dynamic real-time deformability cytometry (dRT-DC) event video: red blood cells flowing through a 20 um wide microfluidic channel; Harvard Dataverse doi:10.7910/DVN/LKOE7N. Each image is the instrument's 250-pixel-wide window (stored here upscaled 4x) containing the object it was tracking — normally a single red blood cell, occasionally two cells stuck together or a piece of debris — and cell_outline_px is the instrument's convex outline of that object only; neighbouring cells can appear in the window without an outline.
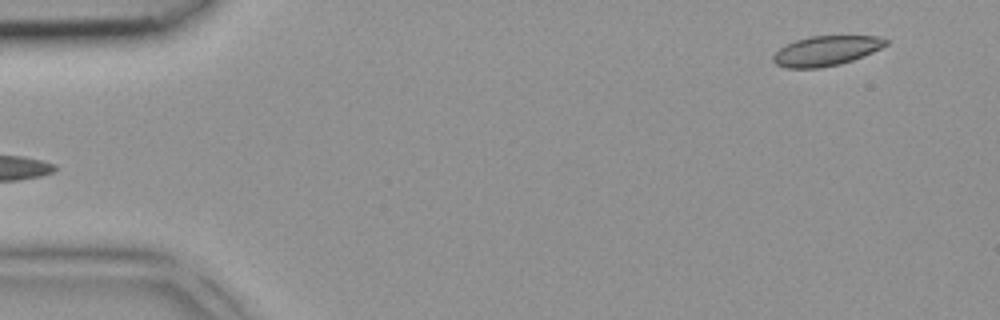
{"species": "common noctule bat (a hibernating species)", "species_latin": "Nyctalus noctula", "temperature_condition": "room temperature", "stored_images_in_passage": 4, "segment_of_instrument_passage": [2, 2], "camera_frame_rate_fps": 3000, "um_per_image_px": 0.085, "animal": {"sex": "female", "body_mass_g": 18.4}, "frame": {"image": 1, "passage_image": 4, "time_ms": 1.0, "image_size_px": [1000, 320], "cell_outline_px": [[888, 44], [872, 52], [852, 60], [840, 64], [820, 68], [784, 68], [776, 64], [772, 60], [772, 56], [780, 48], [796, 40], [812, 36], [876, 36], [888, 40]], "centroid_in_image_um": [70.2, 4.33], "position_along_channel_um": 14.8, "area_um2": 19.42}}